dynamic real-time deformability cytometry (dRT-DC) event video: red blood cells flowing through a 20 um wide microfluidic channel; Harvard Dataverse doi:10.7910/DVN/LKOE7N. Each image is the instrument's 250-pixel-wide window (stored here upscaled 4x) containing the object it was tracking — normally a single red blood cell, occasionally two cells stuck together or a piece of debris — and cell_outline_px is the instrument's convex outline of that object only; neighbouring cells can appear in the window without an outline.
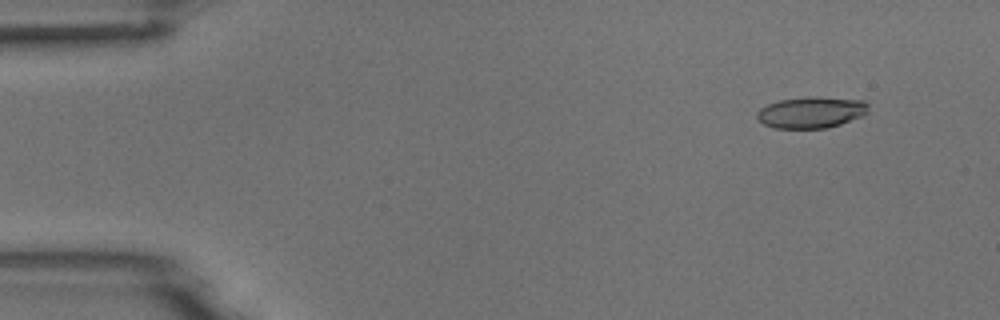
{"species": "common noctule bat (a hibernating species)", "species_latin": "Nyctalus noctula", "temperature_condition": "room temperature", "stored_images_in_passage": 17, "camera_frame_rate_fps": 3000, "um_per_image_px": 0.085, "animal": {"sex": "male", "body_mass_g": 18.8}, "frame": {"image": 1, "passage_image": 5, "time_ms": 1.333, "image_size_px": [1000, 320], "cell_outline_px": [[868, 112], [860, 116], [840, 124], [828, 128], [776, 128], [764, 124], [756, 116], [756, 112], [760, 108], [768, 104], [780, 100], [812, 96], [816, 96], [864, 100], [868, 104]], "centroid_in_image_um": [68.96, 9.54], "position_along_channel_um": 16.0, "area_um2": 20.29}}
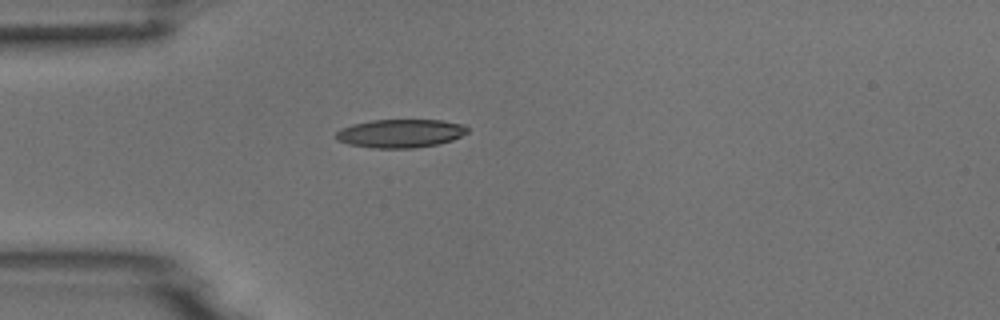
{"frame": {"image": 2, "passage_image": 15, "time_ms": 4.667, "image_size_px": [1000, 320], "cell_outline_px": [[468, 132], [452, 140], [436, 144], [416, 148], [372, 148], [348, 144], [336, 140], [336, 132], [340, 128], [352, 124], [372, 120], [440, 120], [464, 124], [468, 128]], "centroid_in_image_um": [34.01, 11.34], "position_along_channel_um": 51.0, "area_um2": 21.85}}